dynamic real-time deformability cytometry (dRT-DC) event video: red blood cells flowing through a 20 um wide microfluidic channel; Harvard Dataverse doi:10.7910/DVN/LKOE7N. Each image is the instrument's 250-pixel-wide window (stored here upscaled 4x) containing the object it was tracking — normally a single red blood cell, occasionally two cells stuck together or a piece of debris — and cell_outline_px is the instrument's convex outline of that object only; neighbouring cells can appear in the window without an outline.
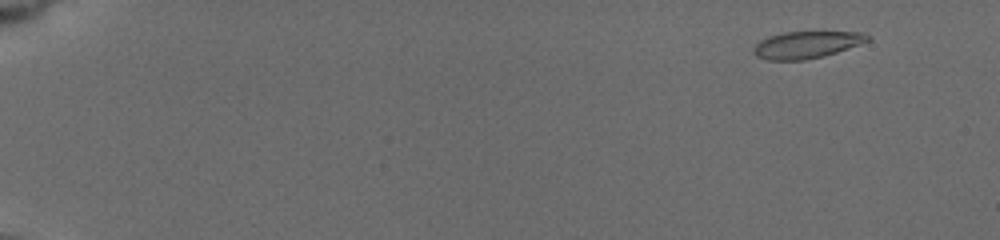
{"species": "common noctule bat (a hibernating species)", "species_latin": "Nyctalus noctula", "temperature_condition": "cold", "stored_images_in_passage": 100, "camera_frame_rate_fps": 3000, "um_per_image_px": 0.085, "animal": {"sex": "female", "body_mass_g": 19.5, "forearm_length_mm": 54.1}, "frame": {"image": 1, "passage_image": 14, "time_ms": 1.667, "image_size_px": [1000, 240], "cell_outline_px": [[872, 40], [824, 56], [804, 60], [768, 60], [756, 56], [752, 52], [752, 48], [760, 40], [768, 36], [784, 32], [864, 32]], "centroid_in_image_um": [68.53, 3.8], "position_along_channel_um": 16.5, "area_um2": 17.98}}
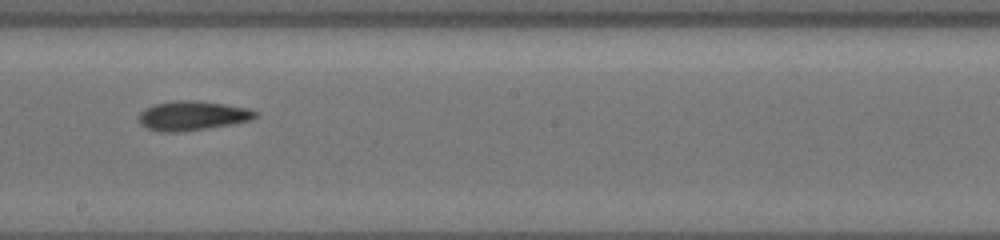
{"frame": {"image": 2, "passage_image": 70, "time_ms": 11.667, "image_size_px": [1000, 240], "cell_outline_px": [[260, 112], [252, 120], [232, 124], [184, 132], [160, 132], [148, 128], [140, 124], [136, 116], [144, 108], [152, 104], [172, 100], [196, 100], [224, 104], [248, 108]], "centroid_in_image_um": [16.32, 9.83], "position_along_channel_um": 231.9, "area_um2": 20.4}}
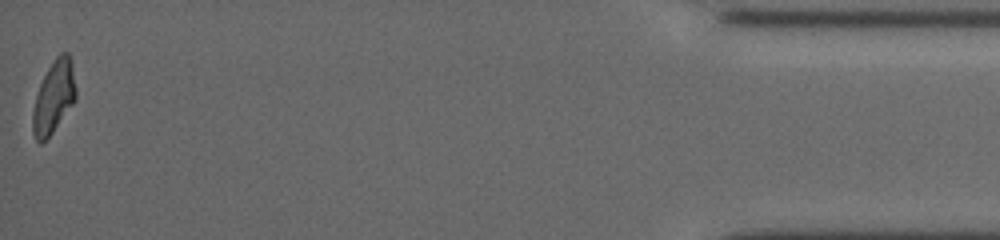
{"frame": {"image": 3, "passage_image": 99, "time_ms": 19.0, "image_size_px": [1000, 240], "cell_outline_px": [[76, 100], [52, 132], [40, 144], [36, 140], [32, 132], [32, 112], [36, 96], [40, 84], [48, 68], [56, 56], [60, 52], [68, 52], [72, 64], [76, 88]], "centroid_in_image_um": [4.57, 8.24], "position_along_channel_um": 430.6, "area_um2": 18.09}, "authors_computed_cell_mechanics": {"area_um2": 18.785, "velocity_mm_per_s": 3.7611, "shape_relaxation_time_tau1_ms": 6.0511, "shape_relaxation_time_tau2_ms": 4.1895, "deformation_change_tau1": 0.1762, "deformation_change_tau2": 0.1188}}